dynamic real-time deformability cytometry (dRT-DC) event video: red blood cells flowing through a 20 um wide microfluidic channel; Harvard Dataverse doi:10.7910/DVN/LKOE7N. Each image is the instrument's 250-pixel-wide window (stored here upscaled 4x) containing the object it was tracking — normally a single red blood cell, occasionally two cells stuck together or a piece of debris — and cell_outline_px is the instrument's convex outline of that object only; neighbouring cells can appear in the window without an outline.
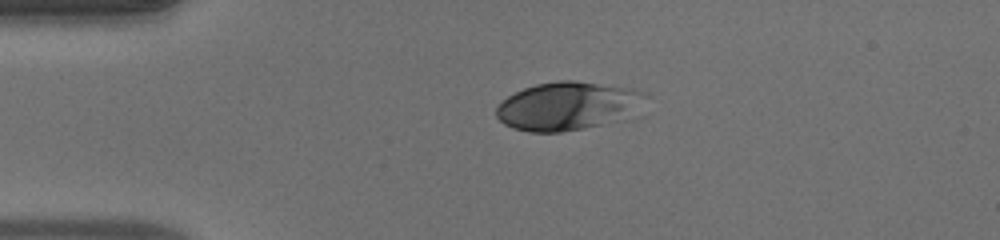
{"species": "human", "species_latin": "Homo sapiens", "temperature_condition": "warm", "stored_images_in_passage": 40, "camera_frame_rate_fps": 3000, "um_per_image_px": 0.085, "donor": {"sex": "male"}, "frame": {"image": 1, "passage_image": 1, "time_ms": 0.0, "image_size_px": [1000, 240], "cell_outline_px": [[648, 96], [600, 124], [560, 132], [528, 132], [512, 128], [504, 124], [496, 116], [496, 108], [508, 96], [524, 88], [536, 84], [560, 80], [576, 80], [632, 88], [648, 92]], "centroid_in_image_um": [48.05, 8.97], "position_along_channel_um": 36.9, "area_um2": 40.11}}
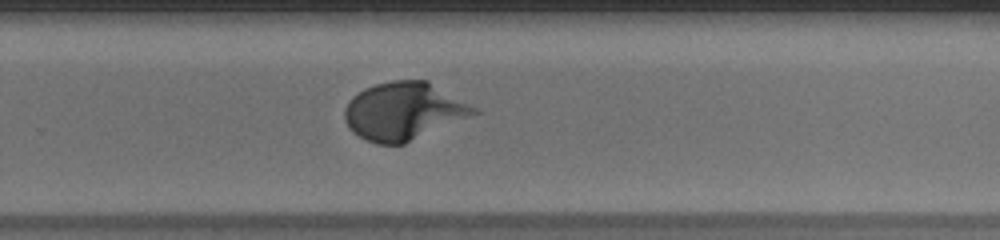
{"frame": {"image": 2, "passage_image": 23, "time_ms": 7.333, "image_size_px": [1000, 240], "cell_outline_px": [[480, 112], [404, 144], [376, 144], [364, 140], [352, 132], [344, 120], [344, 108], [352, 96], [364, 88], [376, 84], [392, 80], [428, 80], [476, 108]], "centroid_in_image_um": [34.27, 9.45], "position_along_channel_um": 295.5, "area_um2": 43.41}}
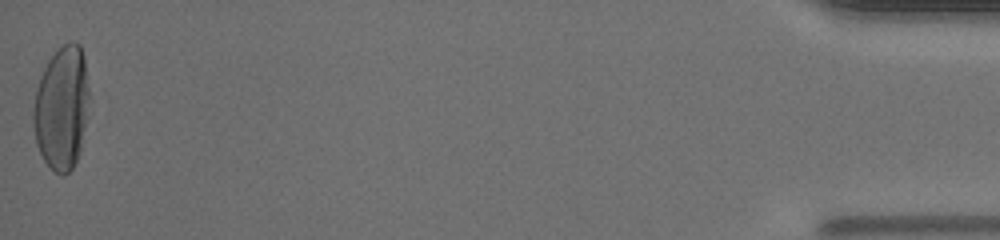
{"frame": {"image": 3, "passage_image": 40, "time_ms": 13.0, "image_size_px": [1000, 240], "cell_outline_px": [[88, 96], [80, 152], [72, 168], [64, 176], [52, 172], [44, 160], [36, 144], [32, 120], [32, 112], [36, 88], [40, 76], [48, 60], [68, 40], [76, 40], [80, 44], [84, 56], [88, 88]], "centroid_in_image_um": [5.21, 9.17], "position_along_channel_um": 430.0, "area_um2": 40.17}}